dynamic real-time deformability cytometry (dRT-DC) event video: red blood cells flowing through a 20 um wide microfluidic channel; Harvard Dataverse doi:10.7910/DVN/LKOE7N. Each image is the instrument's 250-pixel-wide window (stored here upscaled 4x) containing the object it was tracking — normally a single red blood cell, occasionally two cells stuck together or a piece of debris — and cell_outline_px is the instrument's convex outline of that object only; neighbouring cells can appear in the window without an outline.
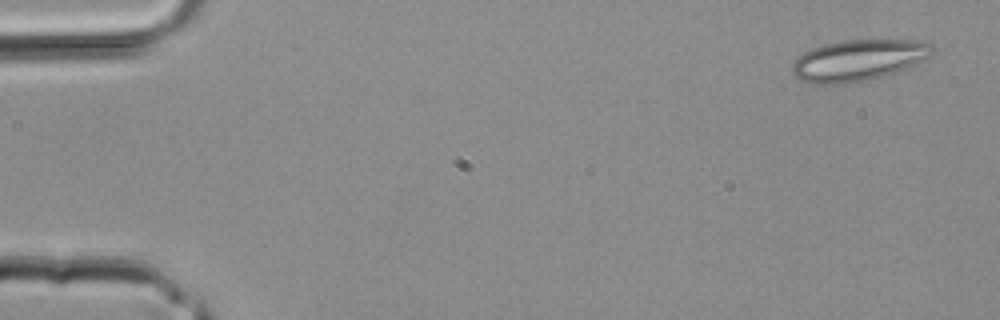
{"species": "common noctule bat (a hibernating species)", "species_latin": "Nyctalus noctula", "temperature_condition": "room temperature", "stored_images_in_passage": 3, "camera_frame_rate_fps": 3000, "um_per_image_px": 0.085, "animal": {"sex": "male", "body_mass_g": 20.4}, "frame": {"image": 1, "passage_image": 1, "time_ms": 0.0, "image_size_px": [1000, 320], "cell_outline_px": [[936, 52], [924, 60], [900, 72], [872, 80], [844, 84], [812, 84], [800, 80], [792, 72], [792, 64], [804, 52], [812, 48], [824, 44], [840, 40], [920, 40], [932, 44]], "centroid_in_image_um": [73.02, 5.13], "position_along_channel_um": 12.0, "area_um2": 34.28}}